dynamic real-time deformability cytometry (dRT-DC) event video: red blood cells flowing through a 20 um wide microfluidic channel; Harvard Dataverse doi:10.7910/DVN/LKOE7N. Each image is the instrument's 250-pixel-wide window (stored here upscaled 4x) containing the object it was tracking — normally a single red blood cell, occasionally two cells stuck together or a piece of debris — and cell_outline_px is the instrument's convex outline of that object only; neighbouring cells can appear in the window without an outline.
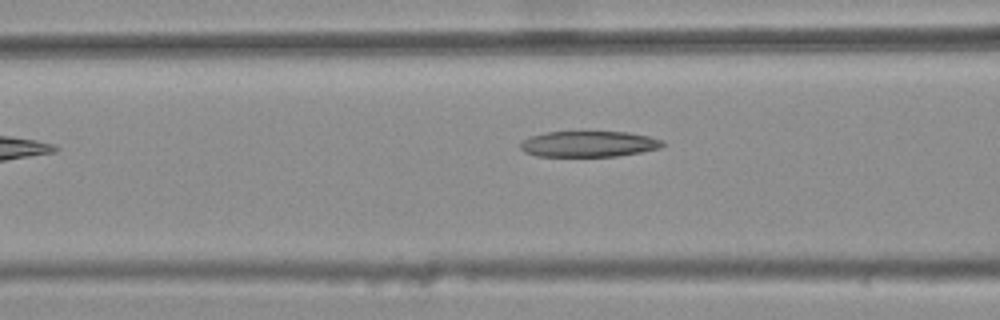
{"species": "common noctule bat (a hibernating species)", "species_latin": "Nyctalus noctula", "temperature_condition": "warm", "stored_images_in_passage": 29, "camera_frame_rate_fps": 3000, "um_per_image_px": 0.085, "animal": {"sex": "female", "body_mass_g": 25.1}, "frame": {"image": 1, "passage_image": 6, "time_ms": 1.667, "image_size_px": [1000, 320], "cell_outline_px": [[668, 144], [660, 148], [640, 152], [616, 156], [536, 156], [524, 152], [520, 148], [520, 144], [524, 140], [532, 136], [548, 132], [628, 132], [648, 136], [664, 140]], "centroid_in_image_um": [50.09, 12.24], "position_along_channel_um": 116.5, "area_um2": 21.39}}
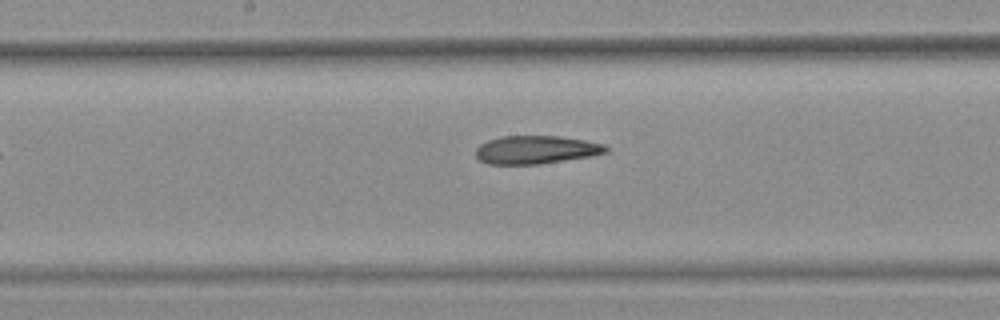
{"frame": {"image": 2, "passage_image": 13, "time_ms": 4.0, "image_size_px": [1000, 320], "cell_outline_px": [[608, 152], [592, 156], [540, 164], [488, 164], [480, 160], [476, 156], [476, 148], [480, 144], [488, 140], [504, 136], [560, 136], [584, 140], [604, 144], [608, 148]], "centroid_in_image_um": [45.57, 12.73], "position_along_channel_um": 202.6, "area_um2": 21.39}}
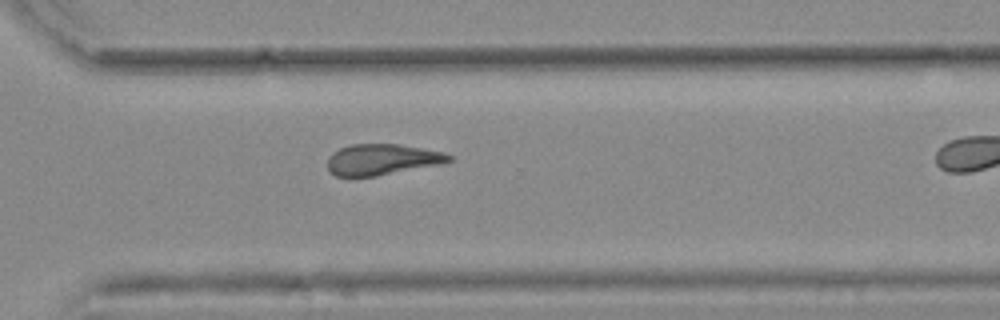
{"frame": {"image": 3, "passage_image": 24, "time_ms": 7.667, "image_size_px": [1000, 320], "cell_outline_px": [[452, 160], [440, 164], [376, 176], [336, 176], [328, 168], [328, 156], [332, 152], [340, 148], [352, 144], [396, 144], [444, 152], [452, 156]], "centroid_in_image_um": [32.46, 13.55], "position_along_channel_um": 338.1, "area_um2": 21.68}}